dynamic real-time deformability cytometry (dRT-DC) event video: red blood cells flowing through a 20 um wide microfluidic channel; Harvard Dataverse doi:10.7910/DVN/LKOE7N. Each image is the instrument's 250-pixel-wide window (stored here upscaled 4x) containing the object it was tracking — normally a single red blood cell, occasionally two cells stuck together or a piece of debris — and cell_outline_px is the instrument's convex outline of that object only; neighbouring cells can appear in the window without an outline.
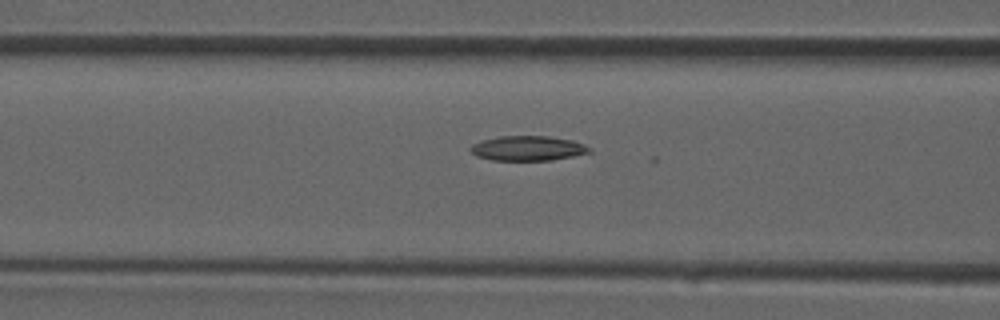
{"species": "common noctule bat (a hibernating species)", "species_latin": "Nyctalus noctula", "temperature_condition": "room temperature", "stored_images_in_passage": 28, "camera_frame_rate_fps": 3000, "um_per_image_px": 0.085, "animal": {"sex": "male", "forearm_length_mm": 52.5}, "frame": {"image": 1, "passage_image": 5, "time_ms": 1.333, "image_size_px": [1000, 320], "cell_outline_px": [[592, 152], [552, 160], [492, 160], [476, 156], [468, 148], [472, 144], [480, 140], [500, 136], [548, 136], [572, 140], [584, 144], [592, 148]], "centroid_in_image_um": [44.85, 12.6], "position_along_channel_um": 121.7, "area_um2": 17.28}}
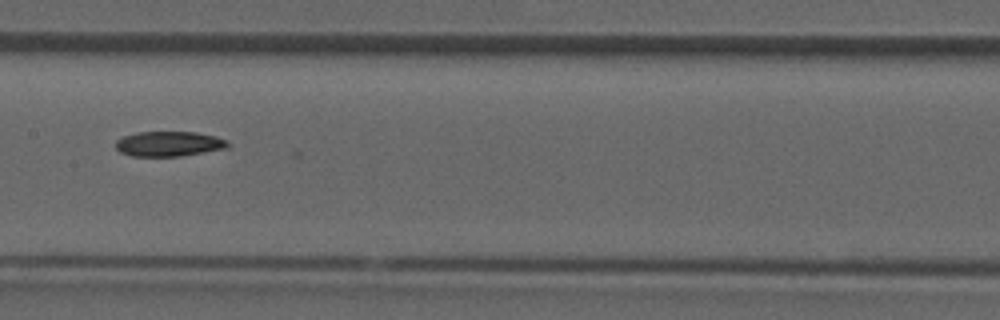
{"frame": {"image": 2, "passage_image": 9, "time_ms": 2.667, "image_size_px": [1000, 320], "cell_outline_px": [[228, 148], [180, 156], [132, 156], [120, 152], [116, 148], [116, 140], [124, 136], [136, 132], [196, 132], [216, 136], [228, 140]], "centroid_in_image_um": [14.36, 12.22], "position_along_channel_um": 193.0, "area_um2": 16.36}}
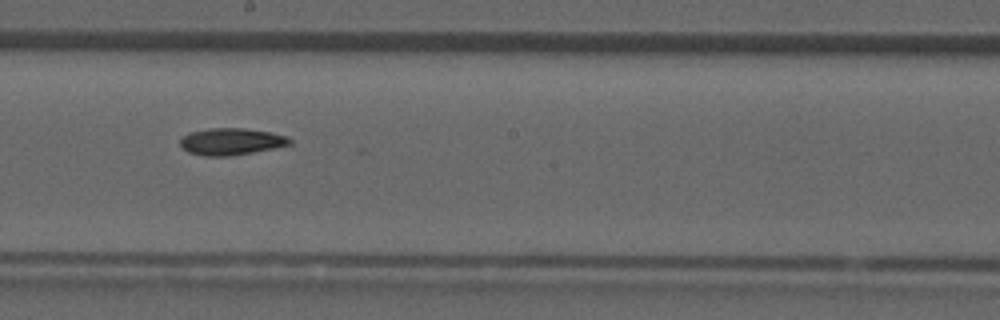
{"frame": {"image": 3, "passage_image": 11, "time_ms": 3.333, "image_size_px": [1000, 320], "cell_outline_px": [[292, 144], [252, 152], [228, 156], [204, 156], [188, 152], [180, 144], [180, 140], [184, 136], [192, 132], [208, 128], [244, 128], [272, 132], [288, 136], [292, 140]], "centroid_in_image_um": [19.68, 12.02], "position_along_channel_um": 228.5, "area_um2": 17.05}}